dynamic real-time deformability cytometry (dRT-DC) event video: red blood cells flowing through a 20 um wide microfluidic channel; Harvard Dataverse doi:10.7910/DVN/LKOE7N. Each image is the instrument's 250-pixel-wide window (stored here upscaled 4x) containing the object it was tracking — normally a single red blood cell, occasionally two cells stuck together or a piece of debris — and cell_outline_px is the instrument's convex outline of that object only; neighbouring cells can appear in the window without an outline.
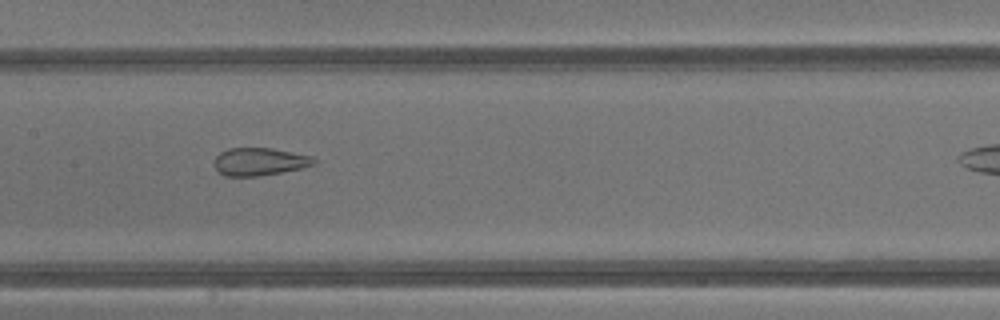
{"species": "common noctule bat (a hibernating species)", "species_latin": "Nyctalus noctula", "temperature_condition": "warm", "stored_images_in_passage": 22, "camera_frame_rate_fps": 3000, "um_per_image_px": 0.085, "animal": {"sex": "male", "body_mass_g": 13.3}, "frame": {"image": 1, "passage_image": 8, "time_ms": 2.333, "image_size_px": [1000, 320], "cell_outline_px": [[316, 164], [300, 168], [280, 172], [256, 176], [224, 176], [216, 168], [212, 160], [220, 152], [228, 148], [272, 148], [312, 156], [316, 160]], "centroid_in_image_um": [22.03, 13.73], "position_along_channel_um": 185.4, "area_um2": 16.07}}
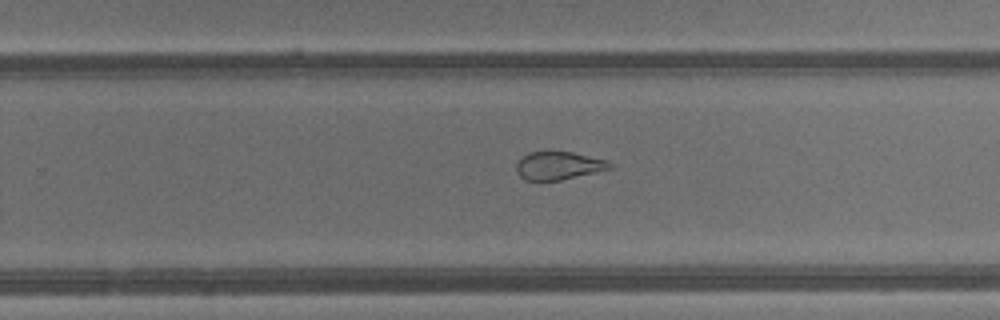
{"frame": {"image": 2, "passage_image": 14, "time_ms": 4.333, "image_size_px": [1000, 320], "cell_outline_px": [[616, 164], [612, 168], [596, 172], [560, 180], [524, 180], [516, 172], [516, 164], [528, 152], [572, 152], [608, 160]], "centroid_in_image_um": [47.52, 14.08], "position_along_channel_um": 282.3, "area_um2": 15.26}}
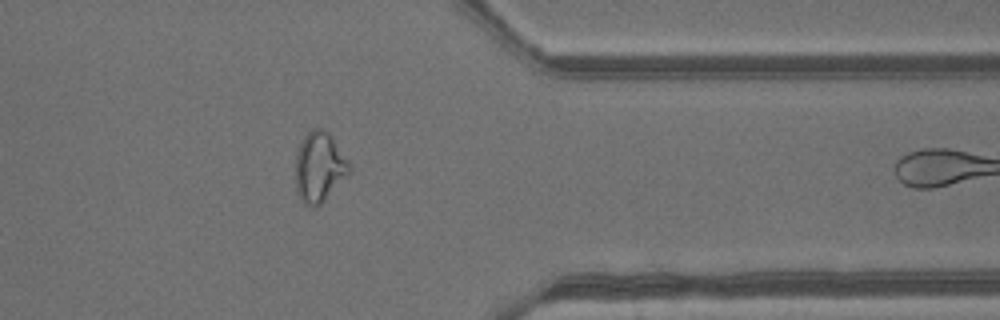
{"frame": {"image": 3, "passage_image": 21, "time_ms": 6.667, "image_size_px": [1000, 320], "cell_outline_px": [[352, 172], [316, 208], [312, 208], [304, 204], [296, 192], [296, 156], [300, 144], [304, 136], [312, 128], [324, 128], [328, 132], [352, 168]], "centroid_in_image_um": [27.14, 14.23], "position_along_channel_um": 384.3, "area_um2": 21.91}}